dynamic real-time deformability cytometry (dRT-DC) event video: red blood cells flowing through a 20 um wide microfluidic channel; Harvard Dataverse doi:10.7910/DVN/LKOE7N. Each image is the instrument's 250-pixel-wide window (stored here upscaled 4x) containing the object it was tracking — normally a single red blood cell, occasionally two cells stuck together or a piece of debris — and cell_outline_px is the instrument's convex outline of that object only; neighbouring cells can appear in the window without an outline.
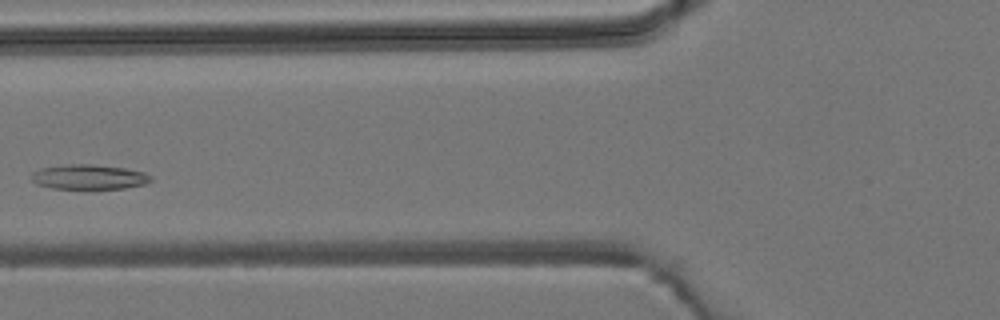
{"species": "common noctule bat (a hibernating species)", "species_latin": "Nyctalus noctula", "temperature_condition": "room temperature", "stored_images_in_passage": 4, "camera_frame_rate_fps": 3000, "um_per_image_px": 0.085, "animal": {"sex": "male", "body_mass_g": 19.2, "forearm_length_mm": 51.8}, "frame": {"image": 1, "passage_image": 3, "time_ms": 2.333, "image_size_px": [1000, 320], "cell_outline_px": [[152, 180], [144, 184], [124, 188], [52, 188], [36, 184], [32, 180], [32, 172], [40, 168], [68, 164], [92, 164], [124, 168], [144, 172], [152, 176]], "centroid_in_image_um": [7.55, 15.03], "position_along_channel_um": 118.2, "area_um2": 17.11}}
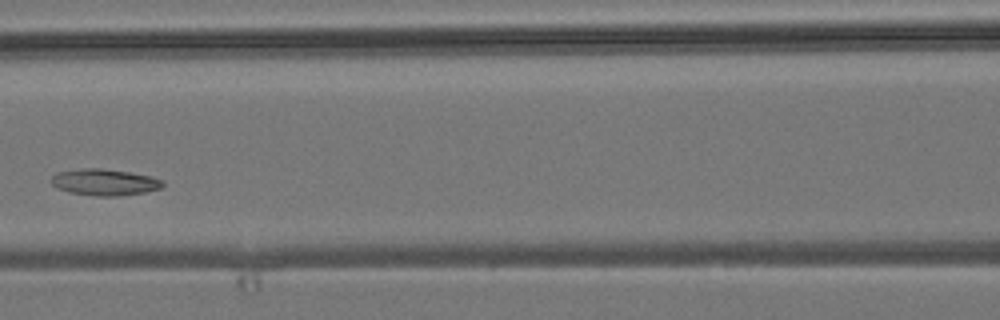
{"frame": {"image": 2, "passage_image": 4, "time_ms": 3.333, "image_size_px": [1000, 320], "cell_outline_px": [[164, 184], [160, 188], [144, 192], [116, 196], [96, 196], [68, 192], [56, 188], [52, 184], [52, 176], [56, 172], [84, 168], [100, 168], [128, 172], [152, 176], [164, 180]], "centroid_in_image_um": [8.88, 15.48], "position_along_channel_um": 157.7, "area_um2": 17.17}}